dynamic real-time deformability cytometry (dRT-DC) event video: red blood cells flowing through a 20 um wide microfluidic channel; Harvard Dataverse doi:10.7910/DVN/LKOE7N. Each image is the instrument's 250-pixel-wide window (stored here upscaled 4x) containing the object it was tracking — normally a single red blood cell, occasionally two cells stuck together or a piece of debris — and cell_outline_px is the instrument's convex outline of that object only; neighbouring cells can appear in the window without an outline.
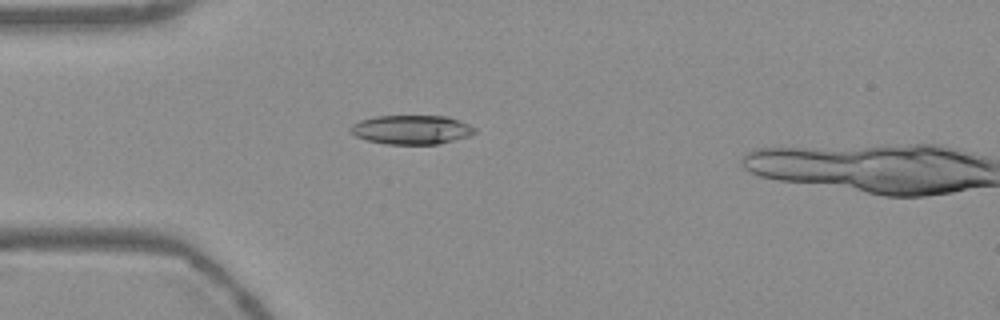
{"species": "Egyptian fruit bat (a non-hibernating species)", "species_latin": "Rousettus aegyptiacus", "temperature_condition": "warm", "stored_images_in_passage": 13, "camera_frame_rate_fps": 3000, "um_per_image_px": 0.085, "frame": {"image": 1, "passage_image": 11, "time_ms": 3.333, "image_size_px": [1000, 320], "cell_outline_px": [[476, 132], [468, 136], [436, 144], [388, 144], [364, 140], [356, 136], [348, 128], [352, 124], [360, 120], [376, 116], [448, 116], [460, 120], [476, 128]], "centroid_in_image_um": [34.96, 11.01], "position_along_channel_um": 50.0, "area_um2": 21.04}}